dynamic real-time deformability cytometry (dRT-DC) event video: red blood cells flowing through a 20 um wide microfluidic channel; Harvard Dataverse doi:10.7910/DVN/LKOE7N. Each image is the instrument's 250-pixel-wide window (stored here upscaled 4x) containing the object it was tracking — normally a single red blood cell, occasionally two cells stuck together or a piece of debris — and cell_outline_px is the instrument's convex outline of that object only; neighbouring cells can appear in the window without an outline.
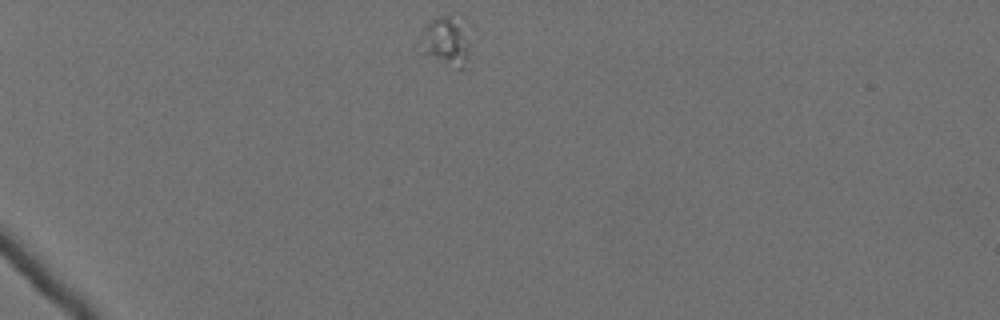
{"species": "Egyptian fruit bat (a non-hibernating species)", "species_latin": "Rousettus aegyptiacus", "temperature_condition": "cold", "stored_images_in_passage": 44, "camera_frame_rate_fps": 3000, "um_per_image_px": 0.085, "animal": {"sex": "female"}, "frame": {"image": 1, "passage_image": 1, "time_ms": 0.0, "image_size_px": [1000, 320], "cell_outline_px": [[472, 44], [468, 68], [460, 72], [424, 52], [416, 44], [424, 28], [436, 16], [448, 12], [452, 12], [464, 28]], "centroid_in_image_um": [37.98, 3.53], "position_along_channel_um": 47.0, "area_um2": 15.2}}
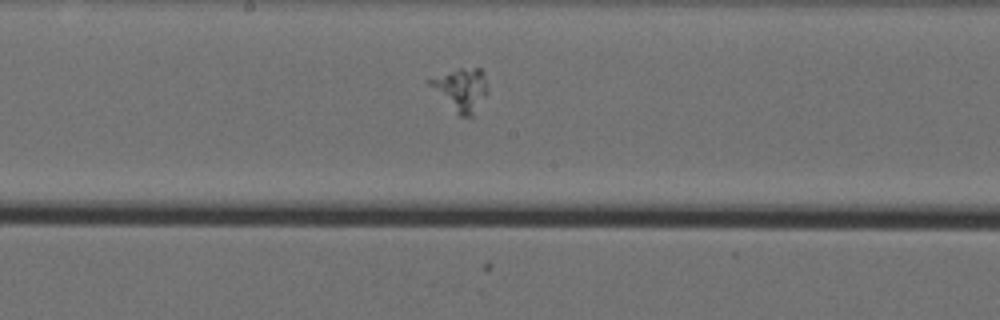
{"frame": {"image": 2, "passage_image": 19, "time_ms": 6.0, "image_size_px": [1000, 320], "cell_outline_px": [[488, 92], [472, 116], [460, 116], [424, 80], [460, 68], [480, 68], [484, 72], [488, 88]], "centroid_in_image_um": [39.21, 7.58], "position_along_channel_um": 209.0, "area_um2": 14.16}}
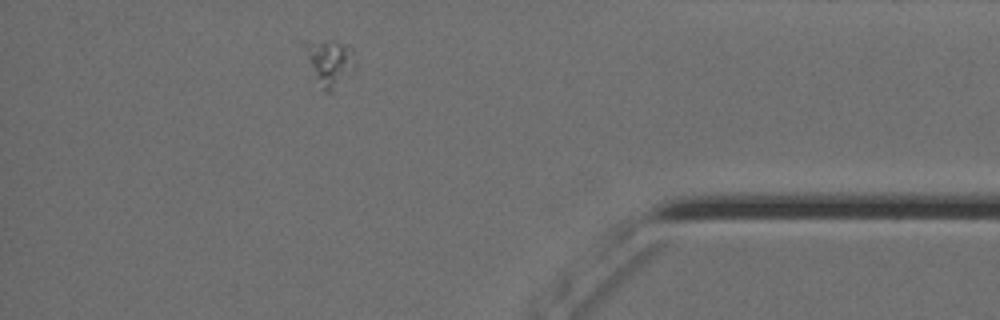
{"frame": {"image": 3, "passage_image": 38, "time_ms": 12.333, "image_size_px": [1000, 320], "cell_outline_px": [[356, 68], [332, 92], [324, 92], [316, 76], [300, 40], [332, 40], [348, 44], [352, 48], [356, 64]], "centroid_in_image_um": [28.05, 5.25], "position_along_channel_um": 407.1, "area_um2": 13.7}}